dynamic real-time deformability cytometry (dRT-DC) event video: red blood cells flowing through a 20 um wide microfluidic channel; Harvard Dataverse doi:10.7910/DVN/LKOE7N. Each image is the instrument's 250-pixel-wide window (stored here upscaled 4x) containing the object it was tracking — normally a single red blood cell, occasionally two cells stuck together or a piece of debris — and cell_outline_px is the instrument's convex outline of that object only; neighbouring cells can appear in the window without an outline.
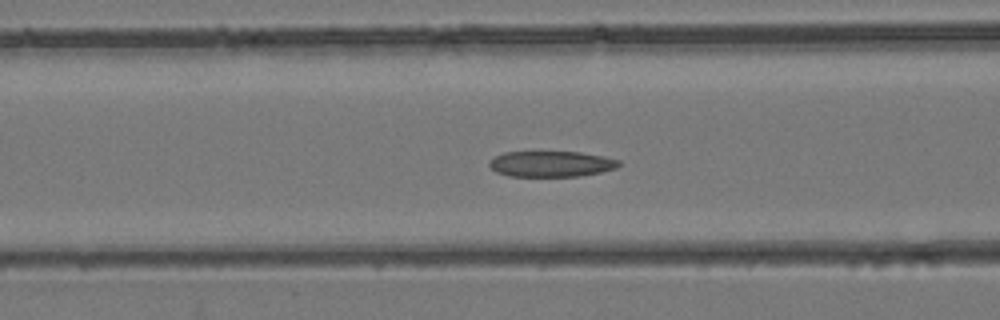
{"species": "common noctule bat (a hibernating species)", "species_latin": "Nyctalus noctula", "temperature_condition": "room temperature", "stored_images_in_passage": 40, "camera_frame_rate_fps": 3000, "um_per_image_px": 0.085, "animal": {"sex": "female", "body_mass_g": 24.6, "forearm_length_mm": 56.2}, "frame": {"image": 1, "passage_image": 16, "time_ms": 5.0, "image_size_px": [1000, 320], "cell_outline_px": [[620, 164], [616, 168], [600, 172], [580, 176], [508, 176], [496, 172], [488, 164], [496, 156], [504, 152], [580, 152], [604, 156], [620, 160]], "centroid_in_image_um": [46.87, 13.93], "position_along_channel_um": 119.7, "area_um2": 19.36}}
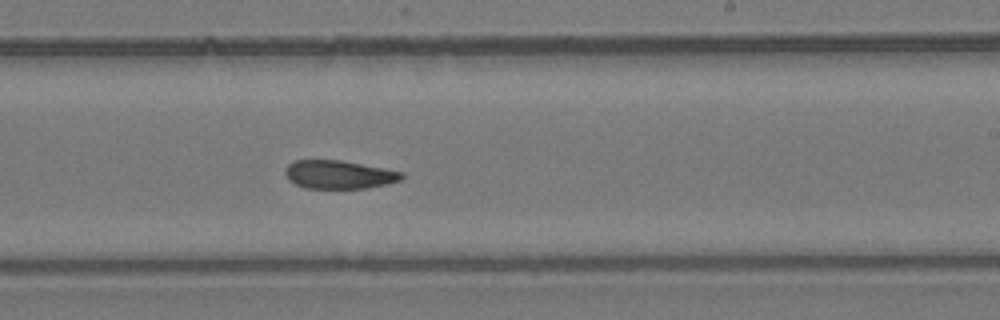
{"frame": {"image": 2, "passage_image": 24, "time_ms": 7.667, "image_size_px": [1000, 320], "cell_outline_px": [[404, 176], [400, 180], [388, 184], [368, 188], [304, 188], [288, 180], [284, 172], [284, 168], [292, 160], [340, 160], [384, 168], [404, 172]], "centroid_in_image_um": [28.79, 14.83], "position_along_channel_um": 260.2, "area_um2": 19.42}}
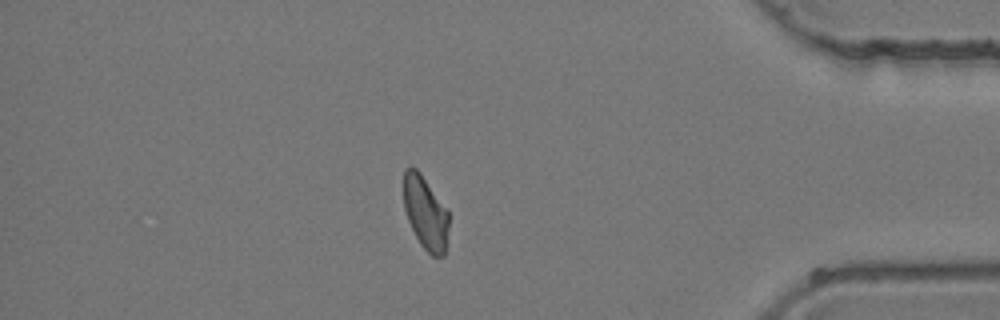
{"frame": {"image": 3, "passage_image": 34, "time_ms": 11.0, "image_size_px": [1000, 320], "cell_outline_px": [[448, 228], [444, 256], [432, 256], [420, 244], [408, 220], [404, 208], [404, 168], [416, 168], [420, 172], [448, 208]], "centroid_in_image_um": [36.17, 18.07], "position_along_channel_um": 399.0, "area_um2": 19.25}}